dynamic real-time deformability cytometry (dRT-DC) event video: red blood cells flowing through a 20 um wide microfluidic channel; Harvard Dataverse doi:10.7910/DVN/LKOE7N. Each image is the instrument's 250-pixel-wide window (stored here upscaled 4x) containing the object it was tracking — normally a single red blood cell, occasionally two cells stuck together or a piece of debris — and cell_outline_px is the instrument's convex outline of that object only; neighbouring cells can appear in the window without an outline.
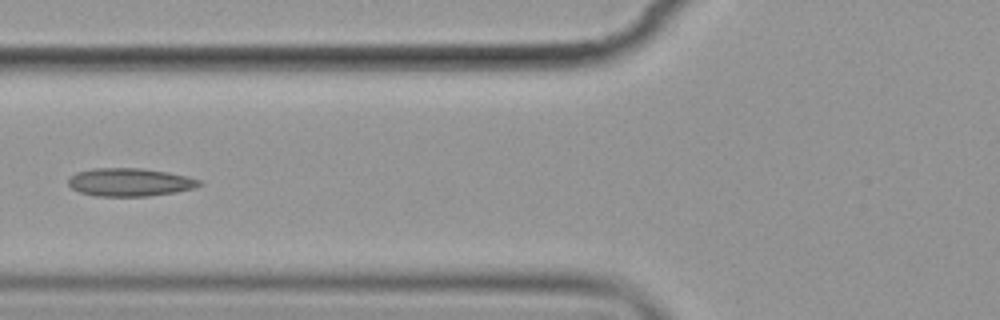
{"species": "common noctule bat (a hibernating species)", "species_latin": "Nyctalus noctula", "temperature_condition": "cold", "stored_images_in_passage": 9, "camera_frame_rate_fps": 3000, "um_per_image_px": 0.085, "animal": {"sex": "female", "body_mass_g": 19.9}, "frame": {"image": 1, "passage_image": 4, "time_ms": 3.667, "image_size_px": [1000, 320], "cell_outline_px": [[204, 184], [196, 188], [176, 192], [148, 196], [92, 196], [80, 192], [72, 188], [68, 184], [68, 176], [76, 172], [92, 168], [144, 168], [168, 172], [188, 176], [200, 180]], "centroid_in_image_um": [11.04, 15.48], "position_along_channel_um": 114.8, "area_um2": 21.79}}
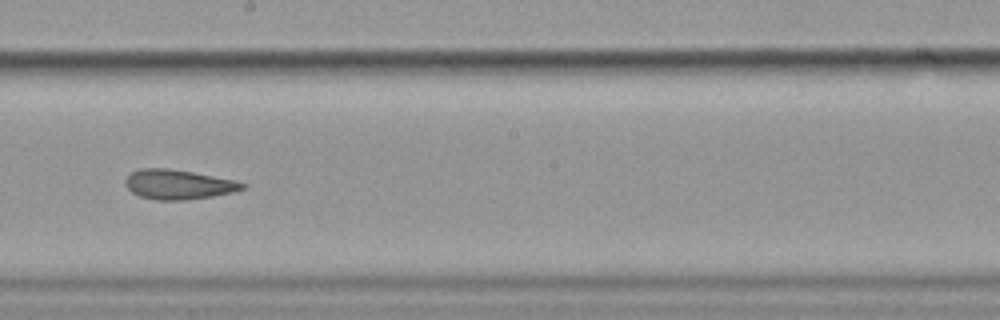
{"frame": {"image": 2, "passage_image": 7, "time_ms": 7.0, "image_size_px": [1000, 320], "cell_outline_px": [[248, 184], [244, 188], [232, 192], [212, 196], [184, 200], [156, 200], [140, 196], [132, 192], [124, 184], [124, 180], [132, 172], [140, 168], [168, 168], [192, 172], [236, 180]], "centroid_in_image_um": [15.15, 15.67], "position_along_channel_um": 233.0, "area_um2": 20.17}}
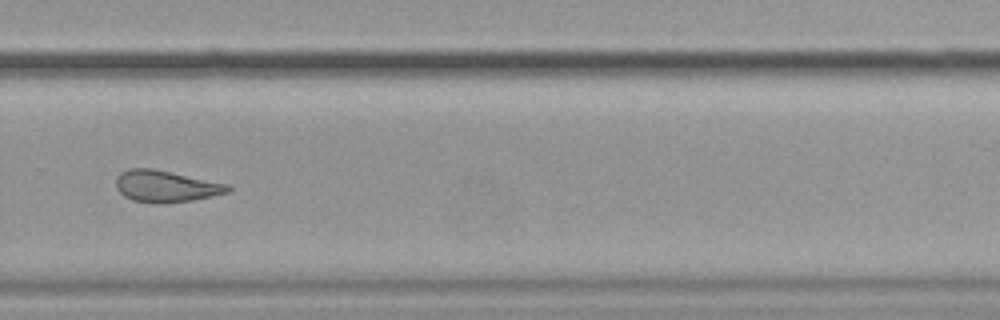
{"frame": {"image": 3, "passage_image": 9, "time_ms": 9.333, "image_size_px": [1000, 320], "cell_outline_px": [[232, 188], [228, 192], [212, 196], [192, 200], [168, 204], [152, 204], [132, 200], [124, 196], [116, 188], [116, 176], [120, 172], [132, 168], [152, 168], [228, 184]], "centroid_in_image_um": [14.06, 15.85], "position_along_channel_um": 315.7, "area_um2": 20.81}}